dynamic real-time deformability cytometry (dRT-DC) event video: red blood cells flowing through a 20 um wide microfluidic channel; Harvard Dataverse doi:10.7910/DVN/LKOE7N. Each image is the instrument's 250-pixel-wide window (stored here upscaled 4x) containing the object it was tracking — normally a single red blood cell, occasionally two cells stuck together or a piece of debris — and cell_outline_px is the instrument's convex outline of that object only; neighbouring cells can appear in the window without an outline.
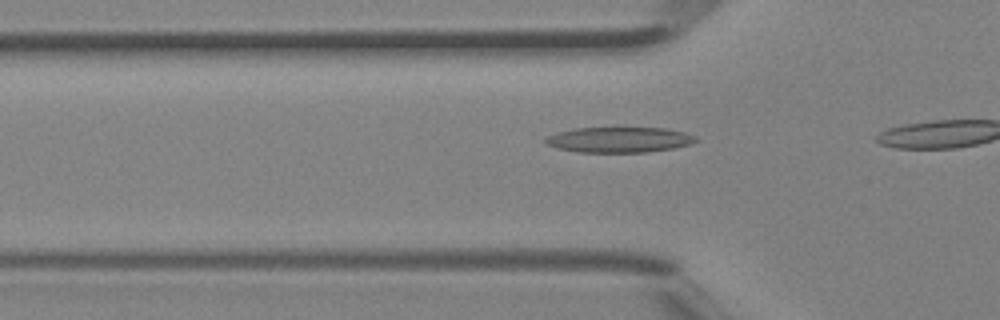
{"species": "Egyptian fruit bat (a non-hibernating species)", "species_latin": "Rousettus aegyptiacus", "temperature_condition": "room temperature", "stored_images_in_passage": 14, "camera_frame_rate_fps": 3000, "um_per_image_px": 0.085, "animal": {"sex": "female"}, "frame": {"image": 1, "passage_image": 12, "time_ms": 3.667, "image_size_px": [1000, 320], "cell_outline_px": [[700, 140], [692, 144], [672, 148], [644, 152], [576, 152], [560, 148], [548, 144], [544, 140], [548, 136], [556, 132], [572, 128], [624, 124], [664, 128], [684, 132], [696, 136]], "centroid_in_image_um": [52.66, 11.81], "position_along_channel_um": 73.1, "area_um2": 23.52}}